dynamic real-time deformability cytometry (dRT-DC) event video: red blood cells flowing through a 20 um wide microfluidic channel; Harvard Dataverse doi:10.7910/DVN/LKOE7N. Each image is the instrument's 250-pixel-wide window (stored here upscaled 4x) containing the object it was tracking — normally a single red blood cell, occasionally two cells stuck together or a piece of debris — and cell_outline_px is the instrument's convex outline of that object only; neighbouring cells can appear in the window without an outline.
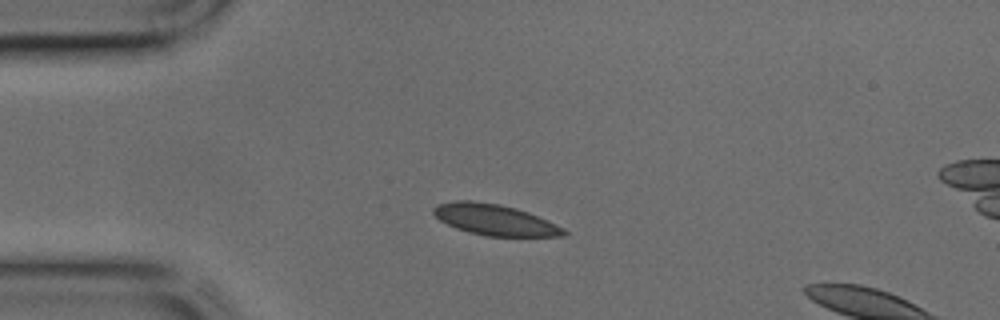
{"species": "common noctule bat (a hibernating species)", "species_latin": "Nyctalus noctula", "temperature_condition": "cold", "stored_images_in_passage": 11, "camera_frame_rate_fps": 3000, "um_per_image_px": 0.085, "animal": {"sex": "male", "body_mass_g": 17.9, "forearm_length_mm": 54.2}, "frame": {"image": 1, "passage_image": 8, "time_ms": 2.333, "image_size_px": [1000, 320], "cell_outline_px": [[568, 236], [484, 236], [468, 232], [456, 228], [440, 220], [432, 212], [432, 208], [436, 204], [456, 200], [472, 200], [500, 204], [516, 208], [528, 212], [564, 228], [568, 232]], "centroid_in_image_um": [42.04, 18.67], "position_along_channel_um": 43.0, "area_um2": 23.58}}